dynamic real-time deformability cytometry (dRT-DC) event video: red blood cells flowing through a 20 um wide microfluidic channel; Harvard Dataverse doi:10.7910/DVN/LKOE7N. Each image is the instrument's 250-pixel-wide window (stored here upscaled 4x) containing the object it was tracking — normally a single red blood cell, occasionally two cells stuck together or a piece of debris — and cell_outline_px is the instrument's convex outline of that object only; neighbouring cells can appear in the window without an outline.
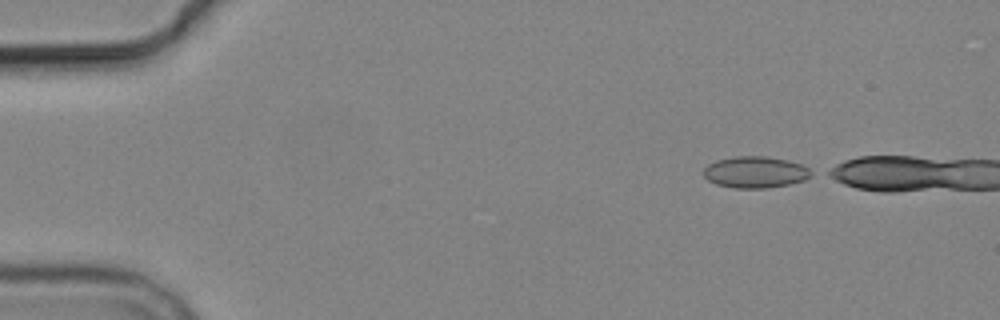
{"species": "common noctule bat (a hibernating species)", "species_latin": "Nyctalus noctula", "temperature_condition": "cold", "stored_images_in_passage": 2, "camera_frame_rate_fps": 3000, "um_per_image_px": 0.085, "animal": {"sex": "male", "body_mass_g": 19.2, "forearm_length_mm": 51.8}, "frame": {"image": 1, "passage_image": 1, "time_ms": 0.0, "image_size_px": [1000, 320], "cell_outline_px": [[816, 172], [812, 176], [804, 180], [788, 184], [768, 188], [732, 188], [716, 184], [708, 180], [704, 176], [704, 168], [708, 164], [716, 160], [736, 156], [764, 156], [788, 160], [800, 164]], "centroid_in_image_um": [64.22, 14.63], "position_along_channel_um": 20.8, "area_um2": 19.88}}